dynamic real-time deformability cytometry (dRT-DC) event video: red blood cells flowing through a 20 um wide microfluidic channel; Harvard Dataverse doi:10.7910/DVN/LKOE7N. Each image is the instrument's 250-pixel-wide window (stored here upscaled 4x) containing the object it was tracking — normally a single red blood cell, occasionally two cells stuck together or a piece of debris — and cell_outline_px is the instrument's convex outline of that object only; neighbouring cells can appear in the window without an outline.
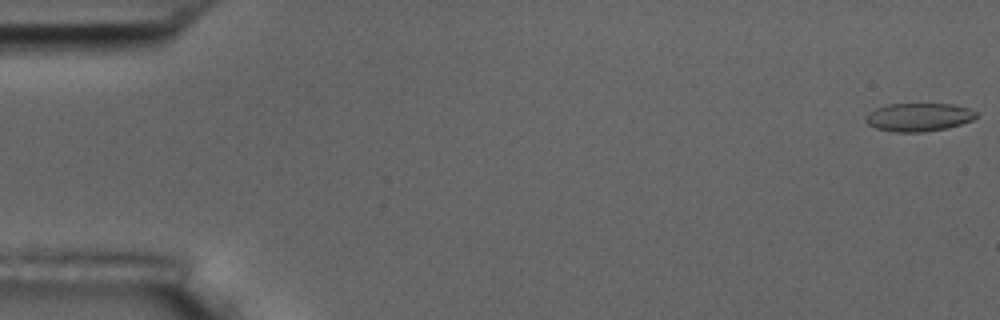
{"species": "common noctule bat (a hibernating species)", "species_latin": "Nyctalus noctula", "temperature_condition": "room temperature", "stored_images_in_passage": 11, "camera_frame_rate_fps": 3000, "um_per_image_px": 0.085, "animal": {"sex": "male", "body_mass_g": 17.5, "forearm_length_mm": 52.3}, "frame": {"image": 1, "passage_image": 1, "time_ms": 0.0, "image_size_px": [1000, 320], "cell_outline_px": [[976, 116], [972, 120], [948, 128], [924, 132], [896, 132], [876, 128], [868, 124], [864, 120], [864, 116], [868, 112], [876, 108], [888, 104], [952, 104], [968, 108], [976, 112]], "centroid_in_image_um": [78.05, 9.96], "position_along_channel_um": 7.0, "area_um2": 18.21}}
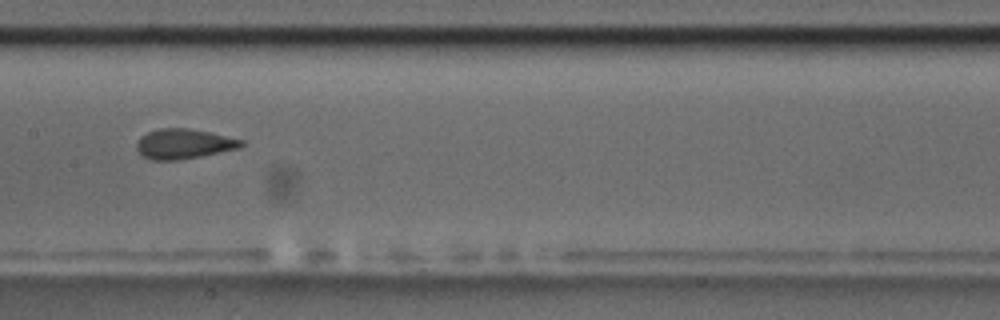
{"frame": {"image": 2, "passage_image": 8, "time_ms": 9.0, "image_size_px": [1000, 320], "cell_outline_px": [[244, 144], [240, 148], [200, 156], [176, 160], [152, 160], [144, 156], [136, 148], [136, 144], [140, 136], [148, 132], [160, 128], [188, 128], [208, 132], [244, 140]], "centroid_in_image_um": [15.61, 12.22], "position_along_channel_um": 191.8, "area_um2": 18.09}}
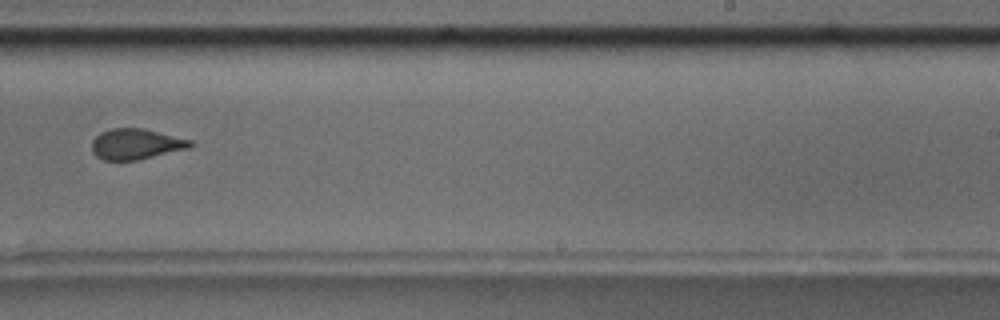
{"frame": {"image": 3, "passage_image": 10, "time_ms": 11.333, "image_size_px": [1000, 320], "cell_outline_px": [[196, 144], [192, 148], [136, 160], [104, 160], [96, 156], [92, 152], [92, 140], [100, 132], [112, 128], [144, 128], [192, 140]], "centroid_in_image_um": [11.6, 12.24], "position_along_channel_um": 277.4, "area_um2": 17.8}}